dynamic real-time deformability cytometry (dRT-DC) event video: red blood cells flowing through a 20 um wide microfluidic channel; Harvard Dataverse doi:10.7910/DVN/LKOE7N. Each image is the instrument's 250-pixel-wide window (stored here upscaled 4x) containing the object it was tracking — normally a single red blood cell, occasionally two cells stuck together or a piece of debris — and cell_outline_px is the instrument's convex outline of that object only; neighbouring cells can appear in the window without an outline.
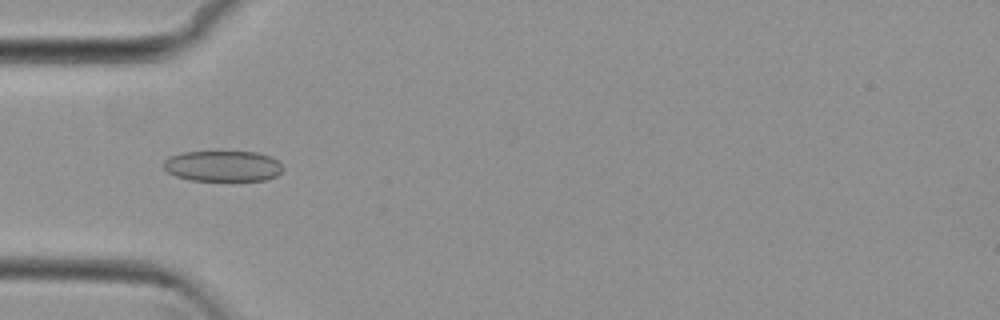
{"species": "common noctule bat (a hibernating species)", "species_latin": "Nyctalus noctula", "temperature_condition": "cold", "stored_images_in_passage": 37, "camera_frame_rate_fps": 3000, "um_per_image_px": 0.085, "animal": {"sex": "female", "body_mass_g": 29.2, "forearm_length_mm": 56.3}, "frame": {"image": 1, "passage_image": 7, "time_ms": 2.0, "image_size_px": [1000, 320], "cell_outline_px": [[284, 168], [276, 176], [264, 180], [192, 180], [176, 176], [168, 172], [164, 168], [164, 160], [172, 156], [184, 152], [256, 152], [272, 156]], "centroid_in_image_um": [18.96, 14.11], "position_along_channel_um": 66.0, "area_um2": 21.15}}
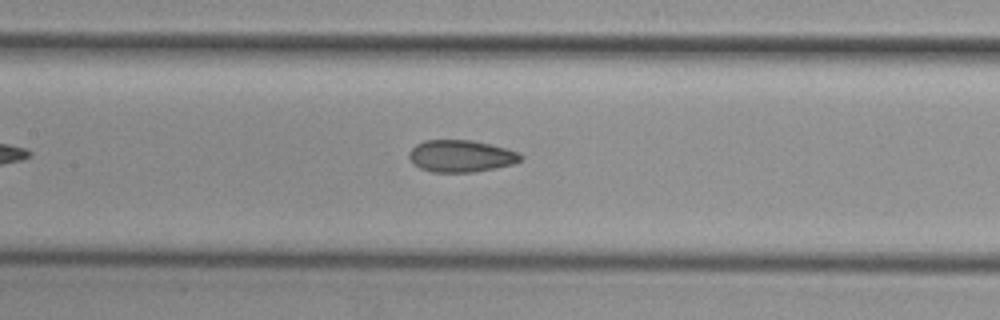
{"frame": {"image": 2, "passage_image": 15, "time_ms": 4.667, "image_size_px": [1000, 320], "cell_outline_px": [[524, 156], [520, 160], [512, 164], [496, 168], [472, 172], [432, 172], [420, 168], [412, 164], [408, 156], [408, 152], [416, 144], [424, 140], [472, 140], [520, 152]], "centroid_in_image_um": [39.15, 13.27], "position_along_channel_um": 168.3, "area_um2": 20.87}}
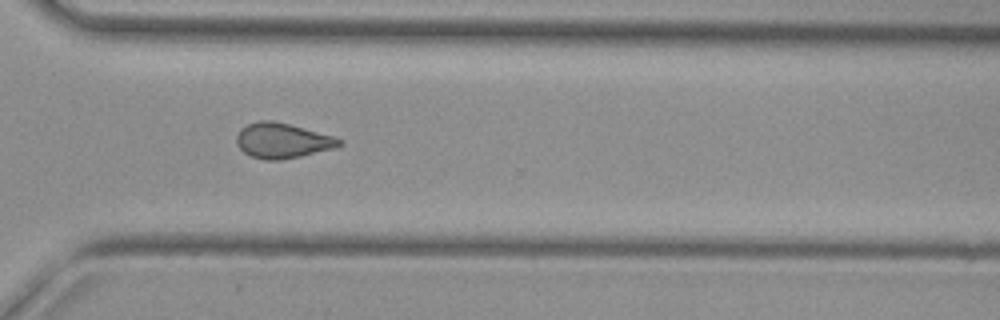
{"frame": {"image": 3, "passage_image": 29, "time_ms": 9.333, "image_size_px": [1000, 320], "cell_outline_px": [[344, 144], [332, 148], [300, 156], [280, 160], [264, 160], [252, 156], [244, 152], [236, 144], [236, 136], [240, 128], [248, 124], [260, 120], [272, 120], [288, 124], [332, 136], [344, 140]], "centroid_in_image_um": [23.97, 11.95], "position_along_channel_um": 346.6, "area_um2": 20.81}, "authors_computed_cell_mechanics": {"area_um2": 20.6924, "velocity_mm_per_s": 3.8284, "shape_relaxation_time_tau1_ms": null, "shape_relaxation_time_tau2_ms": 2.2185, "deformation_change_tau1": null, "deformation_change_tau2": 0.0832}}